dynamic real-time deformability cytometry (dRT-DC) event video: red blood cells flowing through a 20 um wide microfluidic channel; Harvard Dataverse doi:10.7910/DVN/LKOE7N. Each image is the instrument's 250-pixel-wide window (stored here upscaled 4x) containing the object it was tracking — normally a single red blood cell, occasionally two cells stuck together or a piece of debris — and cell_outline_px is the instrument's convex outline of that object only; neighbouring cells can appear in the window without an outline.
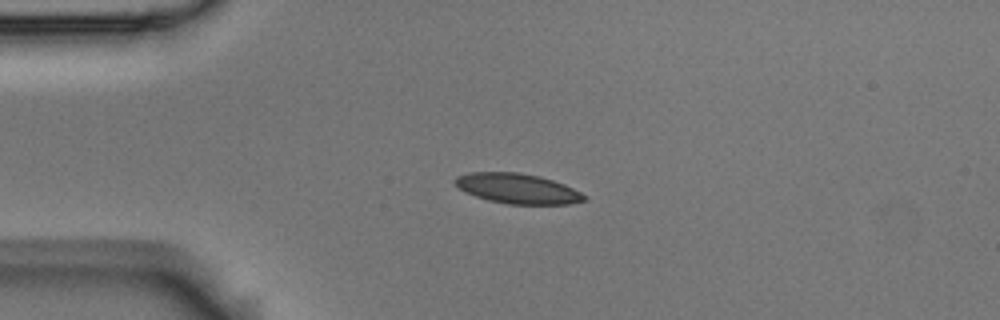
{"species": "Egyptian fruit bat (a non-hibernating species)", "species_latin": "Rousettus aegyptiacus", "temperature_condition": "room temperature", "stored_images_in_passage": 42, "camera_frame_rate_fps": 3000, "um_per_image_px": 0.085, "animal": {"sex": "male"}, "frame": {"image": 1, "passage_image": 1, "time_ms": 0.0, "image_size_px": [1000, 320], "cell_outline_px": [[588, 200], [568, 204], [508, 204], [488, 200], [464, 192], [452, 180], [456, 176], [468, 172], [516, 172], [540, 176], [564, 184], [588, 196]], "centroid_in_image_um": [43.99, 16.02], "position_along_channel_um": 41.0, "area_um2": 22.72}}
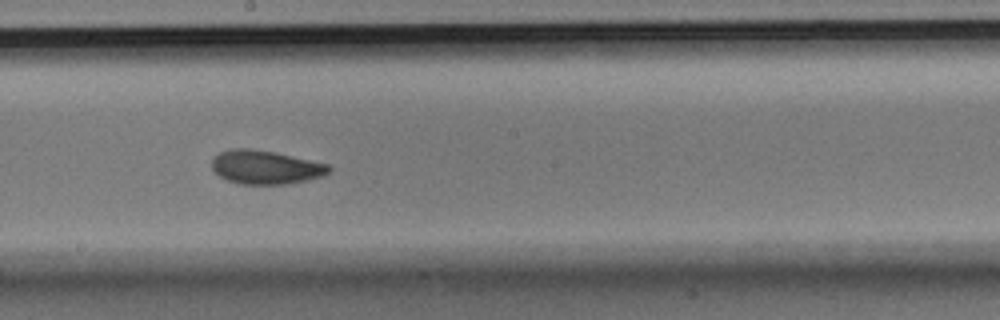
{"frame": {"image": 2, "passage_image": 18, "time_ms": 5.667, "image_size_px": [1000, 320], "cell_outline_px": [[332, 168], [328, 172], [320, 176], [288, 184], [240, 184], [228, 180], [220, 176], [212, 168], [212, 160], [220, 152], [232, 148], [248, 148], [276, 152], [328, 164]], "centroid_in_image_um": [22.56, 14.2], "position_along_channel_um": 225.6, "area_um2": 22.77}}
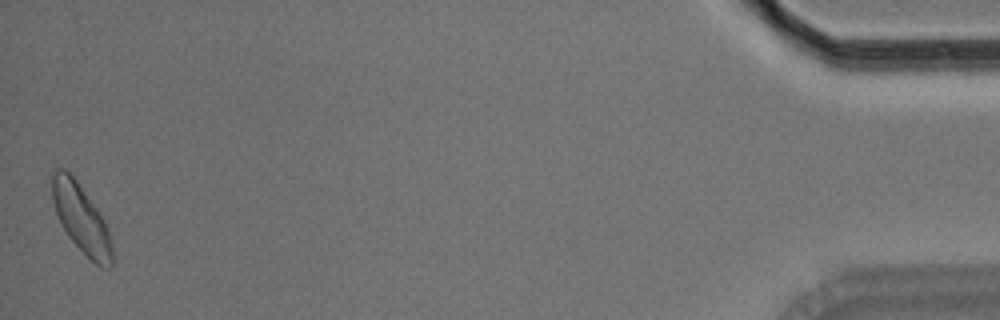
{"frame": {"image": 3, "passage_image": 42, "time_ms": 13.667, "image_size_px": [1000, 320], "cell_outline_px": [[112, 268], [108, 268], [96, 264], [68, 236], [56, 212], [52, 200], [52, 172], [56, 168], [64, 168], [76, 180], [96, 208], [104, 220], [108, 228], [112, 248]], "centroid_in_image_um": [6.9, 18.56], "position_along_channel_um": 428.3, "area_um2": 23.29}, "authors_computed_cell_mechanics": {"area_um2": 22.7443, "velocity_mm_per_s": 3.6875, "shape_relaxation_time_tau1_ms": 3.7212, "shape_relaxation_time_tau2_ms": 2.4061, "deformation_change_tau1": 0.1104, "deformation_change_tau2": 0.0737}}